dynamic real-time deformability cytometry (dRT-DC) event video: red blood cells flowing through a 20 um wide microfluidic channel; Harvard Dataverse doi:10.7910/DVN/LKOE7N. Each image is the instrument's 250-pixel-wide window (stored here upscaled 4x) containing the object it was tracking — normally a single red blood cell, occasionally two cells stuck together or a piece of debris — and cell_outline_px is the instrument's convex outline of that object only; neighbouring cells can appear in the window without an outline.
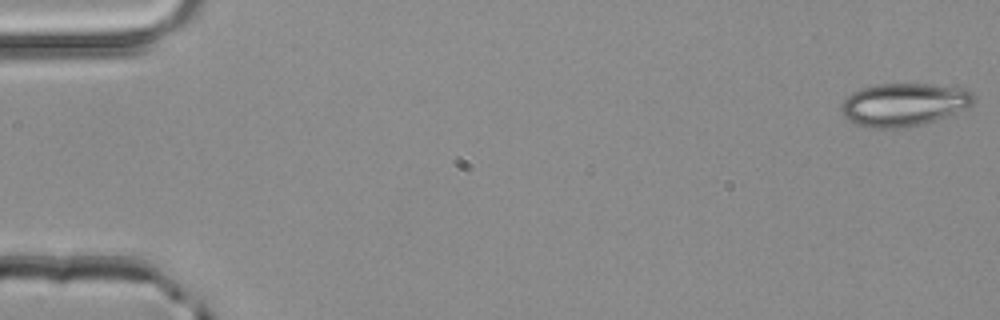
{"species": "common noctule bat (a hibernating species)", "species_latin": "Nyctalus noctula", "temperature_condition": "room temperature", "stored_images_in_passage": 52, "camera_frame_rate_fps": 3000, "um_per_image_px": 0.085, "animal": {"sex": "male", "body_mass_g": 20.4}, "frame": {"image": 1, "passage_image": 1, "time_ms": 0.0, "image_size_px": [1000, 320], "cell_outline_px": [[976, 100], [972, 104], [964, 108], [924, 124], [908, 128], [864, 128], [856, 124], [844, 116], [840, 108], [844, 100], [852, 92], [860, 88], [880, 84], [932, 84], [956, 88], [972, 92], [976, 96]], "centroid_in_image_um": [76.78, 8.9], "position_along_channel_um": 8.2, "area_um2": 33.0}}
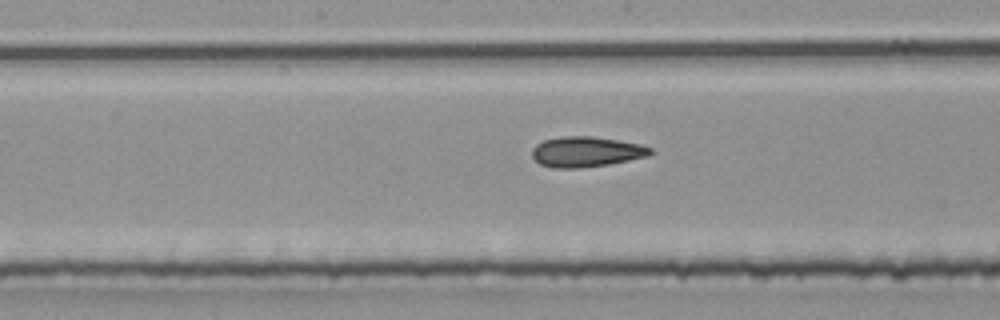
{"frame": {"image": 2, "passage_image": 27, "time_ms": 8.667, "image_size_px": [1000, 320], "cell_outline_px": [[652, 152], [648, 156], [608, 164], [576, 168], [552, 168], [540, 164], [532, 156], [532, 148], [536, 144], [544, 140], [564, 136], [592, 136], [640, 144], [652, 148]], "centroid_in_image_um": [49.8, 12.9], "position_along_channel_um": 198.4, "area_um2": 20.75}}
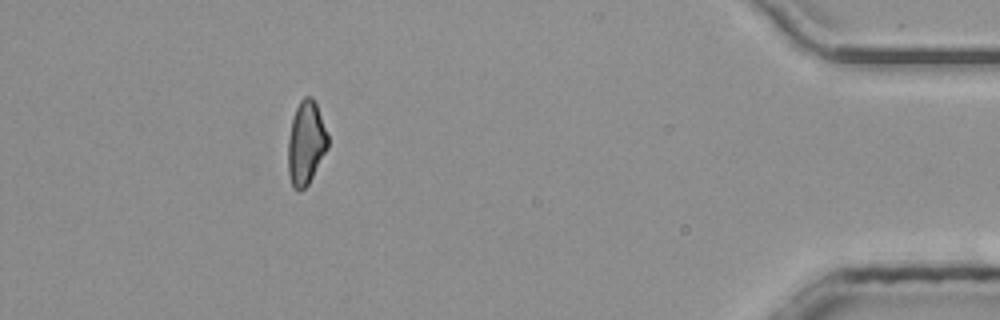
{"frame": {"image": 3, "passage_image": 47, "time_ms": 15.333, "image_size_px": [1000, 320], "cell_outline_px": [[328, 148], [308, 184], [304, 188], [292, 188], [288, 172], [288, 140], [292, 120], [296, 108], [300, 100], [304, 96], [312, 96], [316, 104], [328, 136]], "centroid_in_image_um": [26.0, 12.14], "position_along_channel_um": 409.2, "area_um2": 19.13}, "authors_computed_cell_mechanics": {"area_um2": 20.6346, "velocity_mm_per_s": 4.0418, "shape_relaxation_time_tau1_ms": null, "shape_relaxation_time_tau2_ms": 3.368, "deformation_change_tau1": null, "deformation_change_tau2": 0.1272}}